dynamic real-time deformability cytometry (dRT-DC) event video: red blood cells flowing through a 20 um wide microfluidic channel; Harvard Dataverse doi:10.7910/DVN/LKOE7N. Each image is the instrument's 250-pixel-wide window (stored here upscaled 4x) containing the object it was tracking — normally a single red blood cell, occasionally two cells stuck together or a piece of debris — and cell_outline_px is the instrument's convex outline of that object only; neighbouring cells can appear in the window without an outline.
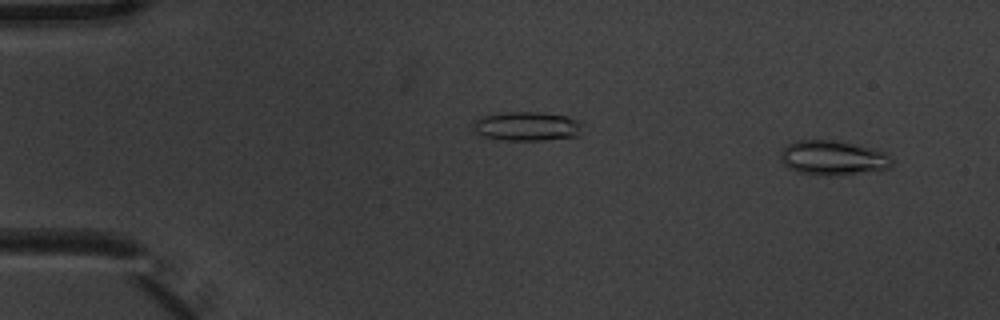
{"species": "common noctule bat (a hibernating species)", "species_latin": "Nyctalus noctula", "temperature_condition": "warm", "stored_images_in_passage": 8, "camera_frame_rate_fps": 3000, "um_per_image_px": 0.085, "animal": {"sex": "male", "body_mass_g": 20.1, "forearm_length_mm": 53.5}, "frame": {"image": 1, "passage_image": 1, "time_ms": 0.0, "image_size_px": [1000, 320], "cell_outline_px": [[892, 164], [888, 168], [880, 172], [832, 176], [820, 176], [800, 172], [784, 164], [780, 160], [780, 152], [788, 144], [796, 140], [836, 140], [872, 148], [888, 152], [892, 160]], "centroid_in_image_um": [70.87, 13.43], "position_along_channel_um": 14.1, "area_um2": 22.95}}
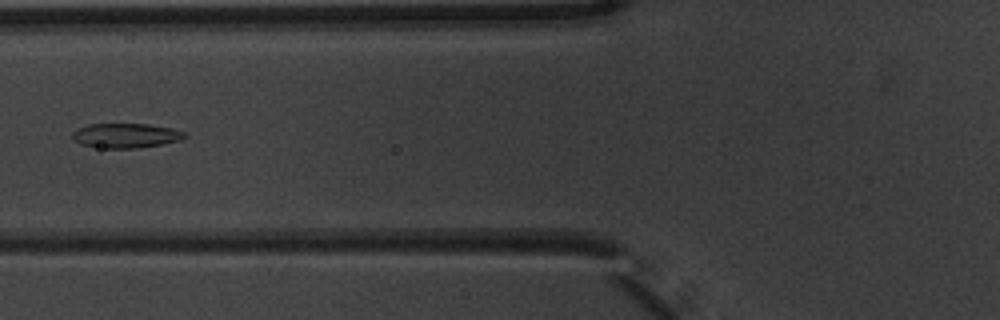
{"frame": {"image": 2, "passage_image": 6, "time_ms": 1.667, "image_size_px": [1000, 320], "cell_outline_px": [[188, 136], [180, 140], [140, 148], [100, 148], [80, 144], [72, 140], [72, 132], [88, 124], [148, 124], [172, 128], [184, 132]], "centroid_in_image_um": [10.67, 11.53], "position_along_channel_um": 115.1, "area_um2": 16.13}}
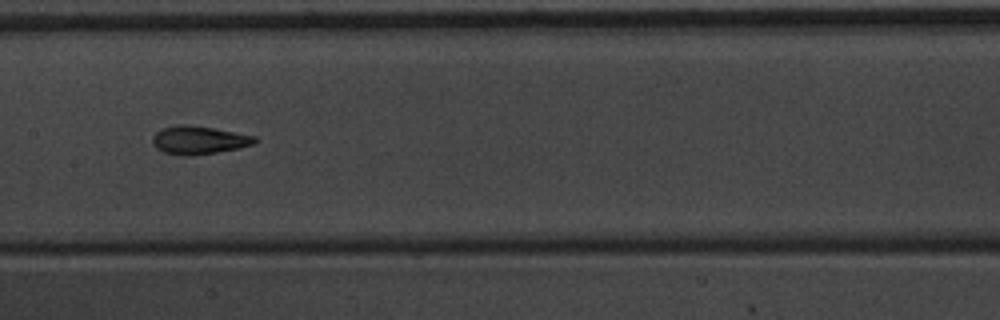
{"frame": {"image": 3, "passage_image": 8, "time_ms": 2.333, "image_size_px": [1000, 320], "cell_outline_px": [[256, 144], [240, 148], [192, 156], [184, 156], [164, 152], [156, 148], [152, 144], [152, 136], [156, 132], [164, 128], [180, 124], [188, 124], [212, 128], [256, 136]], "centroid_in_image_um": [16.9, 11.91], "position_along_channel_um": 190.5, "area_um2": 16.82}}